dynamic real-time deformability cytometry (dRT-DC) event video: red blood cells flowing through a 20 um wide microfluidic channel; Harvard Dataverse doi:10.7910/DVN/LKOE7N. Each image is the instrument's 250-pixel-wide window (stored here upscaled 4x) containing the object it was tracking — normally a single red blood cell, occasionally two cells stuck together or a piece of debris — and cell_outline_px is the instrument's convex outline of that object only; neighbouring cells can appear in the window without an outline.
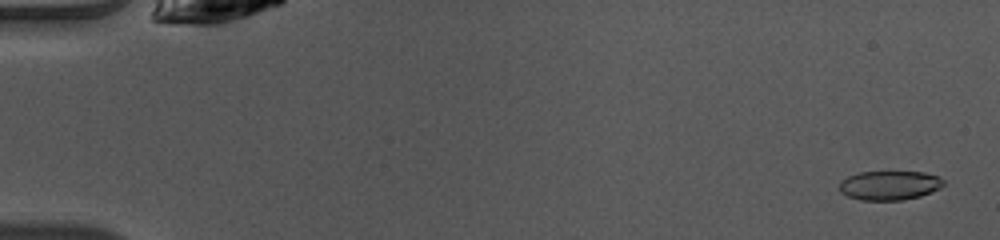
{"species": "common noctule bat (a hibernating species)", "species_latin": "Nyctalus noctula", "temperature_condition": "warm", "stored_images_in_passage": 49, "camera_frame_rate_fps": 3000, "um_per_image_px": 0.085, "animal": {"sex": "female", "body_mass_g": 10.0, "forearm_length_mm": 53.1}, "frame": {"image": 1, "passage_image": 2, "time_ms": 0.333, "image_size_px": [1000, 240], "cell_outline_px": [[944, 184], [940, 188], [932, 192], [920, 196], [904, 200], [860, 200], [848, 196], [840, 192], [840, 180], [848, 176], [860, 172], [924, 172], [936, 176], [944, 180]], "centroid_in_image_um": [75.6, 15.76], "position_along_channel_um": 9.4, "area_um2": 17.74}}
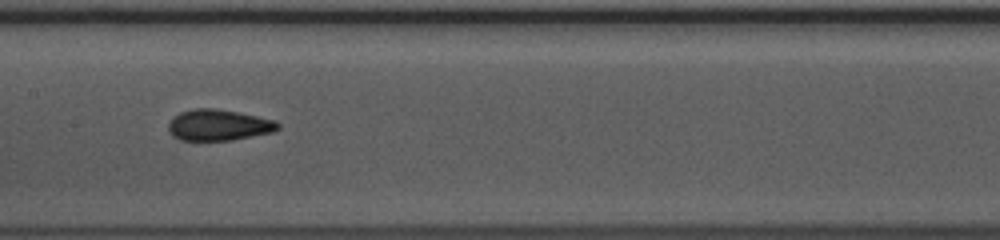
{"frame": {"image": 2, "passage_image": 25, "time_ms": 8.0, "image_size_px": [1000, 240], "cell_outline_px": [[280, 128], [272, 132], [232, 140], [180, 140], [172, 136], [168, 128], [168, 124], [180, 112], [192, 108], [212, 108], [236, 112], [256, 116], [272, 120], [280, 124]], "centroid_in_image_um": [18.56, 10.63], "position_along_channel_um": 188.8, "area_um2": 19.59}}
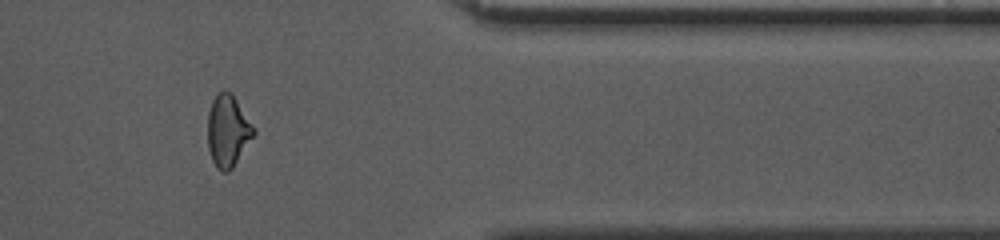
{"frame": {"image": 3, "passage_image": 41, "time_ms": 13.333, "image_size_px": [1000, 240], "cell_outline_px": [[256, 132], [232, 168], [228, 172], [224, 172], [216, 168], [212, 160], [208, 148], [208, 112], [212, 100], [220, 92], [232, 92], [256, 128]], "centroid_in_image_um": [19.38, 11.12], "position_along_channel_um": 392.0, "area_um2": 19.25}, "authors_computed_cell_mechanics": {"area_um2": 19.2474, "velocity_mm_per_s": 4.0995, "shape_relaxation_time_tau1_ms": 4.0462, "shape_relaxation_time_tau2_ms": 2.5887, "deformation_change_tau1": 0.1344, "deformation_change_tau2": 0.0486}}